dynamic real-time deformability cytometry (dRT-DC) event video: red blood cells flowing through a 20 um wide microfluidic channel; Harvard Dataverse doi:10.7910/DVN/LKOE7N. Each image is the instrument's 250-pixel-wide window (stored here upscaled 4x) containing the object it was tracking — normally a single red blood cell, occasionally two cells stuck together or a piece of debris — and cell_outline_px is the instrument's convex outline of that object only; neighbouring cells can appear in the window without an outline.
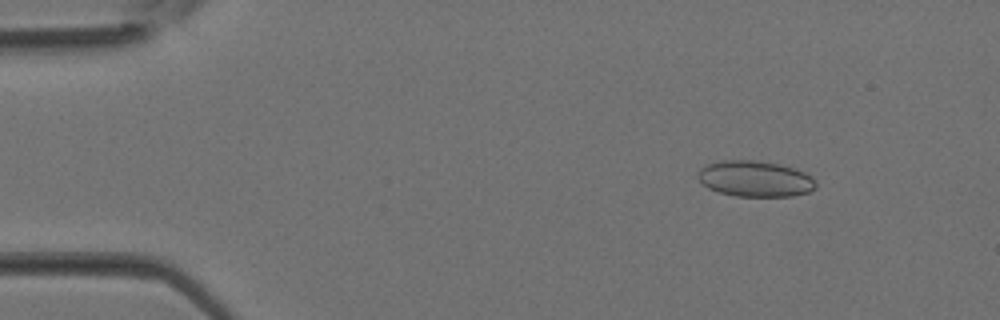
{"species": "Egyptian fruit bat (a non-hibernating species)", "species_latin": "Rousettus aegyptiacus", "temperature_condition": "room temperature", "stored_images_in_passage": 37, "camera_frame_rate_fps": 3000, "um_per_image_px": 0.085, "animal": {"sex": "female"}, "frame": {"image": 1, "passage_image": 5, "time_ms": 1.333, "image_size_px": [1000, 320], "cell_outline_px": [[816, 188], [808, 192], [792, 196], [736, 196], [720, 192], [708, 188], [696, 176], [700, 168], [708, 164], [720, 160], [756, 160], [780, 164], [796, 168], [812, 176], [816, 180]], "centroid_in_image_um": [64.21, 15.18], "position_along_channel_um": 20.8, "area_um2": 24.85}}
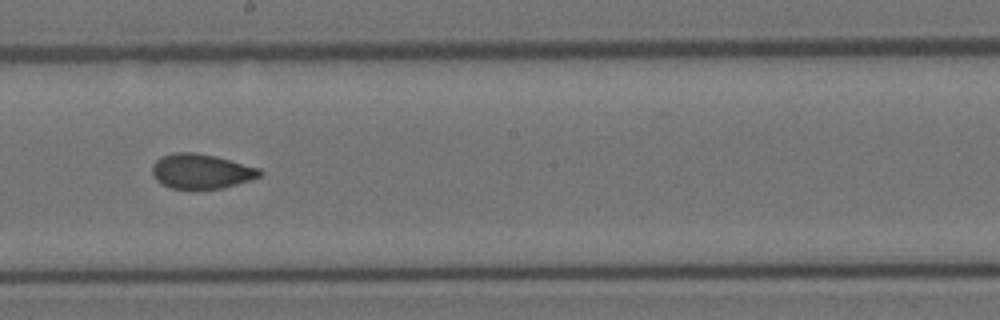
{"frame": {"image": 2, "passage_image": 21, "time_ms": 6.667, "image_size_px": [1000, 320], "cell_outline_px": [[264, 172], [260, 176], [236, 184], [220, 188], [172, 188], [156, 180], [152, 172], [152, 164], [160, 156], [172, 152], [196, 152], [216, 156], [260, 168]], "centroid_in_image_um": [17.09, 14.53], "position_along_channel_um": 231.1, "area_um2": 21.68}}
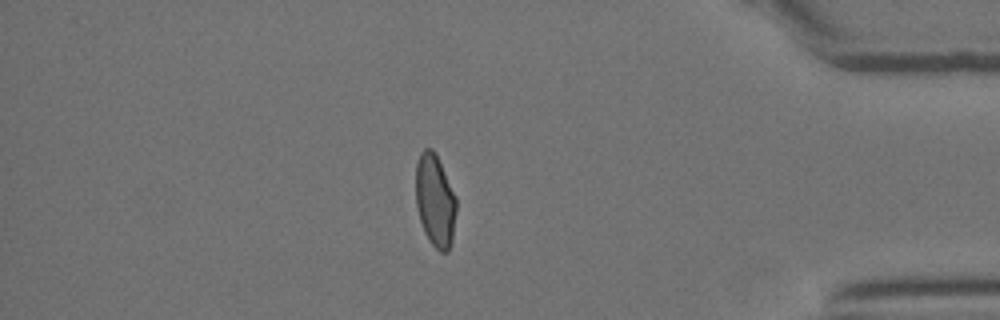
{"frame": {"image": 3, "passage_image": 32, "time_ms": 10.333, "image_size_px": [1000, 320], "cell_outline_px": [[456, 212], [452, 240], [448, 252], [440, 252], [428, 240], [424, 232], [416, 208], [416, 164], [420, 152], [424, 148], [432, 148], [436, 152], [456, 196]], "centroid_in_image_um": [36.98, 17.03], "position_along_channel_um": 398.2, "area_um2": 22.14}}